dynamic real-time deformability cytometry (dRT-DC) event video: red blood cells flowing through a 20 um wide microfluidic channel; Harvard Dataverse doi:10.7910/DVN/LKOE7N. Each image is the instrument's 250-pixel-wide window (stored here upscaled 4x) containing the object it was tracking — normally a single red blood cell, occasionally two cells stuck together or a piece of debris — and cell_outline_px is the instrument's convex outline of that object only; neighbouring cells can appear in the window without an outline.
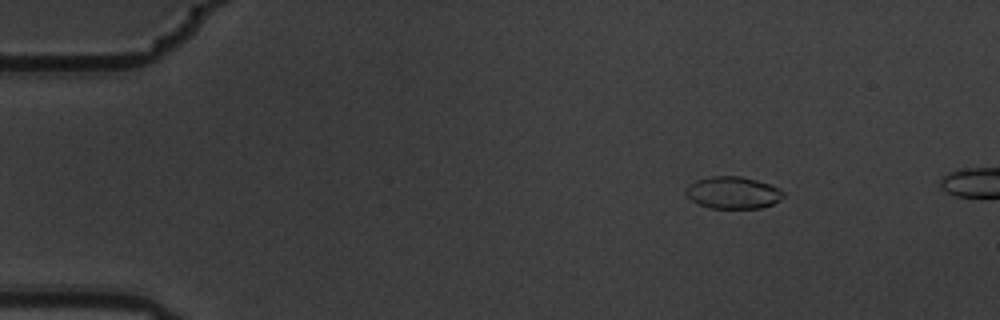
{"species": "common noctule bat (a hibernating species)", "species_latin": "Nyctalus noctula", "temperature_condition": "warm", "stored_images_in_passage": 4, "camera_frame_rate_fps": 3000, "um_per_image_px": 0.085, "animal": {"sex": "male", "body_mass_g": 19.5, "forearm_length_mm": 54.6}, "frame": {"image": 1, "passage_image": 1, "time_ms": 0.0, "image_size_px": [1000, 320], "cell_outline_px": [[784, 196], [780, 200], [772, 204], [760, 208], [708, 208], [692, 200], [684, 192], [684, 188], [688, 184], [696, 180], [712, 176], [740, 176], [756, 180], [768, 184], [784, 192]], "centroid_in_image_um": [62.26, 16.37], "position_along_channel_um": 22.7, "area_um2": 18.15}}